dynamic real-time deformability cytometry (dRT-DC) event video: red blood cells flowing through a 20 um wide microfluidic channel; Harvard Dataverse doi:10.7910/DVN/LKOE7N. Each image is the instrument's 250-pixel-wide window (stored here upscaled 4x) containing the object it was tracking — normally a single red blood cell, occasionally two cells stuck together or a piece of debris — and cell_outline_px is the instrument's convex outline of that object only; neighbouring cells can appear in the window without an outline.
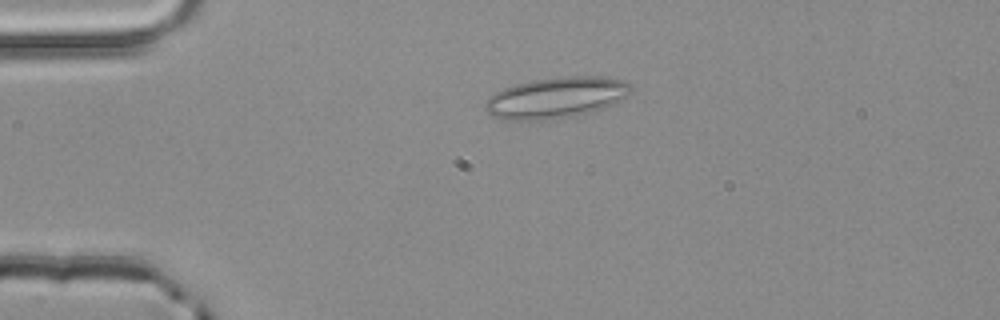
{"species": "common noctule bat (a hibernating species)", "species_latin": "Nyctalus noctula", "temperature_condition": "room temperature", "stored_images_in_passage": 4, "camera_frame_rate_fps": 3000, "um_per_image_px": 0.085, "animal": {"sex": "male", "body_mass_g": 20.4}, "frame": {"image": 1, "passage_image": 4, "time_ms": 1.0, "image_size_px": [1000, 320], "cell_outline_px": [[632, 92], [612, 104], [604, 108], [592, 112], [576, 116], [544, 120], [504, 120], [492, 116], [484, 108], [484, 104], [496, 92], [504, 88], [516, 84], [532, 80], [568, 76], [600, 76], [624, 80], [632, 84]], "centroid_in_image_um": [47.3, 8.3], "position_along_channel_um": 37.7, "area_um2": 34.91}}